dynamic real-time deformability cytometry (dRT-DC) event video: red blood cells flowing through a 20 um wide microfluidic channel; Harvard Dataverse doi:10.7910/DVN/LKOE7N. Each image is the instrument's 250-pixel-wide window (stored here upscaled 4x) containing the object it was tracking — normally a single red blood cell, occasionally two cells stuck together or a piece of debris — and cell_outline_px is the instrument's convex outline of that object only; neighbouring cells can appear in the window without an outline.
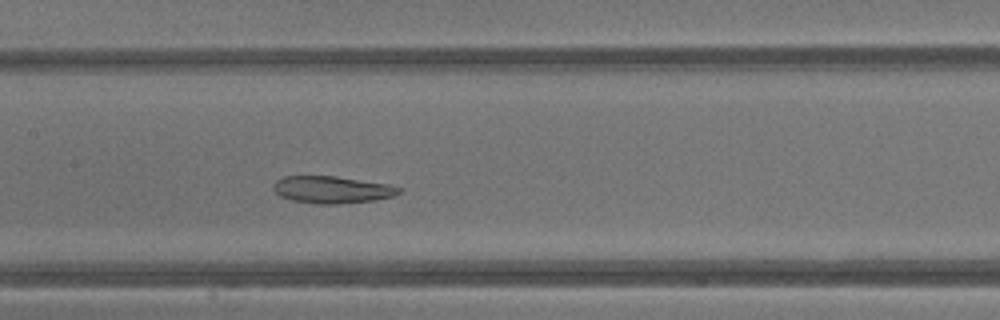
{"species": "common noctule bat (a hibernating species)", "species_latin": "Nyctalus noctula", "temperature_condition": "warm", "stored_images_in_passage": 39, "camera_frame_rate_fps": 3000, "um_per_image_px": 0.085, "animal": {"sex": "male", "body_mass_g": 13.3}, "frame": {"image": 1, "passage_image": 17, "time_ms": 5.333, "image_size_px": [1000, 320], "cell_outline_px": [[404, 188], [400, 192], [392, 196], [372, 200], [336, 204], [320, 204], [292, 200], [280, 196], [272, 188], [272, 184], [276, 180], [284, 176], [336, 176], [388, 184]], "centroid_in_image_um": [28.2, 16.11], "position_along_channel_um": 179.2, "area_um2": 19.77}}
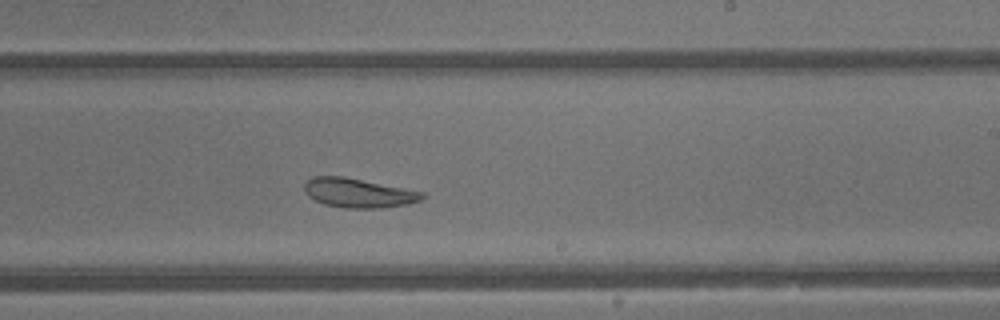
{"frame": {"image": 2, "passage_image": 22, "time_ms": 7.0, "image_size_px": [1000, 320], "cell_outline_px": [[428, 196], [420, 200], [408, 204], [384, 208], [344, 208], [324, 204], [308, 196], [304, 192], [304, 184], [312, 176], [344, 176], [424, 192]], "centroid_in_image_um": [30.47, 16.4], "position_along_channel_um": 258.5, "area_um2": 20.23}}
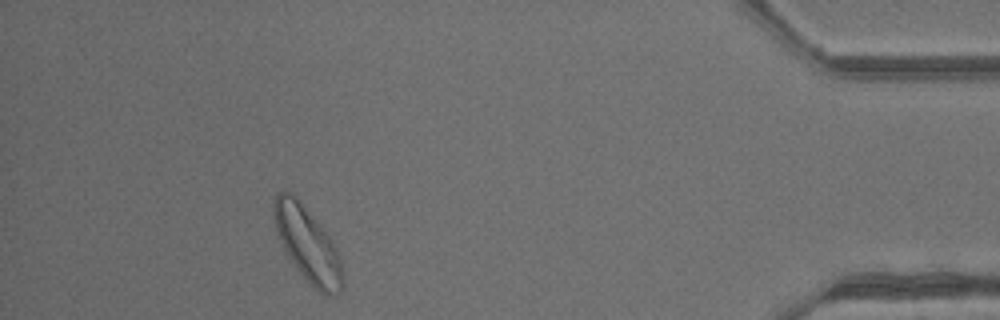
{"frame": {"image": 3, "passage_image": 35, "time_ms": 11.333, "image_size_px": [1000, 320], "cell_outline_px": [[344, 288], [340, 292], [332, 296], [324, 296], [296, 268], [288, 256], [276, 232], [272, 212], [272, 200], [276, 192], [292, 192], [300, 200], [332, 240], [340, 256], [344, 280]], "centroid_in_image_um": [26.14, 20.75], "position_along_channel_um": 409.1, "area_um2": 30.11}, "authors_computed_cell_mechanics": {"area_um2": 25.2586, "velocity_mm_per_s": 4.7886, "shape_relaxation_time_tau1_ms": null, "shape_relaxation_time_tau2_ms": 4.4525, "deformation_change_tau1": null, "deformation_change_tau2": 0.1129}}